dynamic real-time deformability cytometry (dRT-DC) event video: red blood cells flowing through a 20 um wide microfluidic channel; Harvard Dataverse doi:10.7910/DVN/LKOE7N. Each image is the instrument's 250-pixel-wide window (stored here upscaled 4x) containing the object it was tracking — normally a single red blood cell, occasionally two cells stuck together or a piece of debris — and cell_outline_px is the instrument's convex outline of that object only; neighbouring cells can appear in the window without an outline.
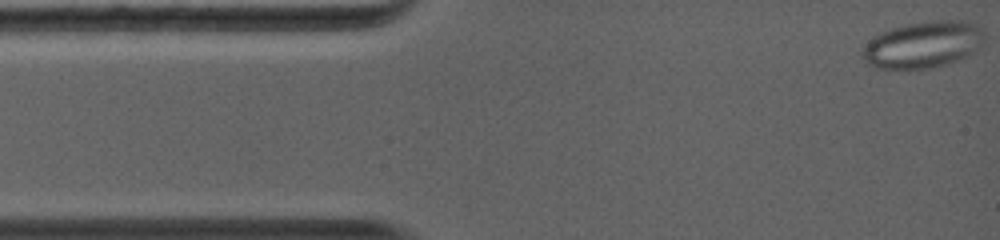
{"species": "common noctule bat (a hibernating species)", "species_latin": "Nyctalus noctula", "temperature_condition": "warm", "stored_images_in_passage": 6, "camera_frame_rate_fps": 5000, "um_per_image_px": 0.085, "animal": {"sex": "female", "body_mass_g": 19.0, "forearm_length_mm": 56.7}, "frame": {"image": 1, "passage_image": 1, "time_ms": 0.0, "image_size_px": [1000, 240], "cell_outline_px": [[984, 36], [976, 52], [960, 60], [948, 64], [932, 68], [872, 68], [860, 56], [860, 52], [880, 32], [904, 24], [924, 20], [968, 20], [976, 24], [984, 32]], "centroid_in_image_um": [78.49, 3.78], "position_along_channel_um": 6.5, "area_um2": 33.52}}
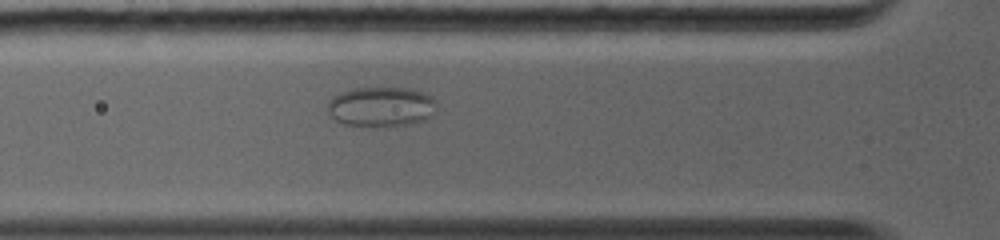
{"frame": {"image": 2, "passage_image": 6, "time_ms": 4.0, "image_size_px": [1000, 240], "cell_outline_px": [[436, 104], [432, 116], [424, 120], [404, 124], [344, 124], [328, 116], [328, 100], [332, 96], [340, 92], [356, 88], [408, 88], [424, 92], [432, 96], [436, 100]], "centroid_in_image_um": [32.38, 9.02], "position_along_channel_um": 93.4, "area_um2": 24.85}}